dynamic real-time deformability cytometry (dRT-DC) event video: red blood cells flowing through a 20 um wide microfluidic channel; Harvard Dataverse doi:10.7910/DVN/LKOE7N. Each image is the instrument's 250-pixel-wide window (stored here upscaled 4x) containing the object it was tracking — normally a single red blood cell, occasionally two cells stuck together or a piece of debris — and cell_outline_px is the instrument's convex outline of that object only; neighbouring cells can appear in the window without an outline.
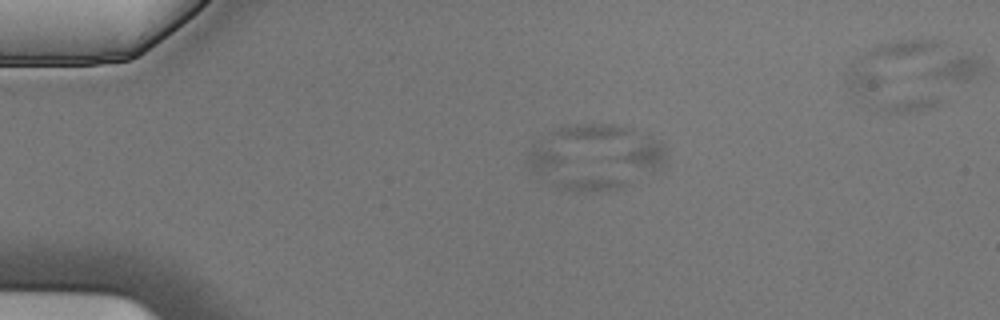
{"species": "Egyptian fruit bat (a non-hibernating species)", "species_latin": "Rousettus aegyptiacus", "temperature_condition": "cold", "stored_images_in_passage": 6, "camera_frame_rate_fps": 3000, "um_per_image_px": 0.085, "animal": {"sex": "male"}, "frame": {"image": 1, "passage_image": 4, "time_ms": 1.0, "image_size_px": [1000, 320], "cell_outline_px": [[628, 184], [620, 188], [592, 192], [576, 192], [560, 188], [552, 184], [536, 172], [524, 160], [532, 144], [556, 148], [620, 176], [628, 180]], "centroid_in_image_um": [48.56, 14.54], "position_along_channel_um": 36.4, "area_um2": 19.77}}